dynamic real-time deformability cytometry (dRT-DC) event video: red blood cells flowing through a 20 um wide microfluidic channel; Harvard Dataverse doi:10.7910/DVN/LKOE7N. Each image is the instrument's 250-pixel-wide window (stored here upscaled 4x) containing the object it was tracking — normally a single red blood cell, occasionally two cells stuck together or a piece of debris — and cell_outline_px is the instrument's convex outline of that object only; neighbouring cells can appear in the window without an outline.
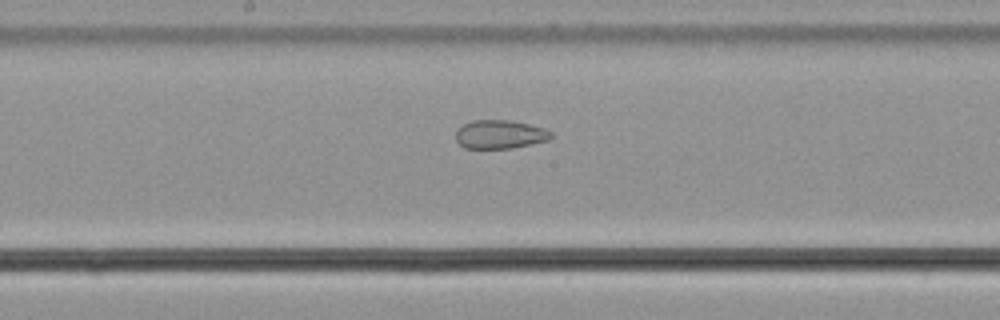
{"species": "common noctule bat (a hibernating species)", "species_latin": "Nyctalus noctula", "temperature_condition": "cold", "stored_images_in_passage": 45, "camera_frame_rate_fps": 3000, "um_per_image_px": 0.085, "animal": {"sex": "male", "body_mass_g": 21.5, "forearm_length_mm": 52.0}, "frame": {"image": 1, "passage_image": 20, "time_ms": 6.333, "image_size_px": [1000, 320], "cell_outline_px": [[552, 136], [548, 140], [532, 144], [512, 148], [464, 148], [456, 140], [456, 128], [472, 120], [512, 120], [544, 128], [552, 132]], "centroid_in_image_um": [42.48, 11.41], "position_along_channel_um": 205.7, "area_um2": 15.95}}
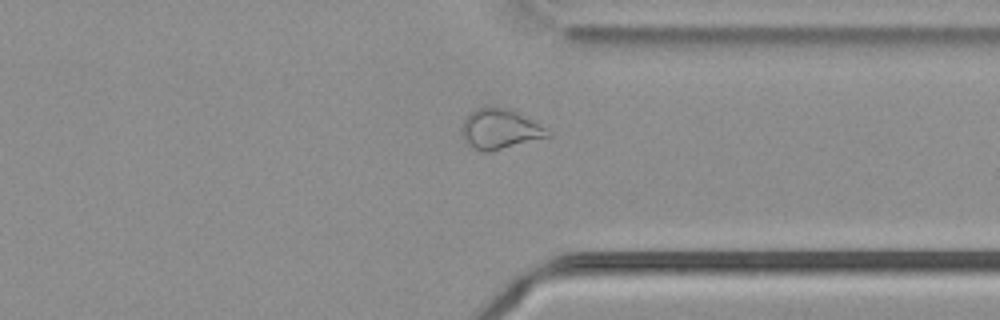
{"frame": {"image": 2, "passage_image": 33, "time_ms": 10.667, "image_size_px": [1000, 320], "cell_outline_px": [[552, 136], [488, 152], [484, 152], [468, 144], [464, 140], [460, 128], [464, 116], [468, 112], [484, 104], [508, 108], [532, 120], [552, 132]], "centroid_in_image_um": [42.45, 10.93], "position_along_channel_um": 369.0, "area_um2": 20.4}}
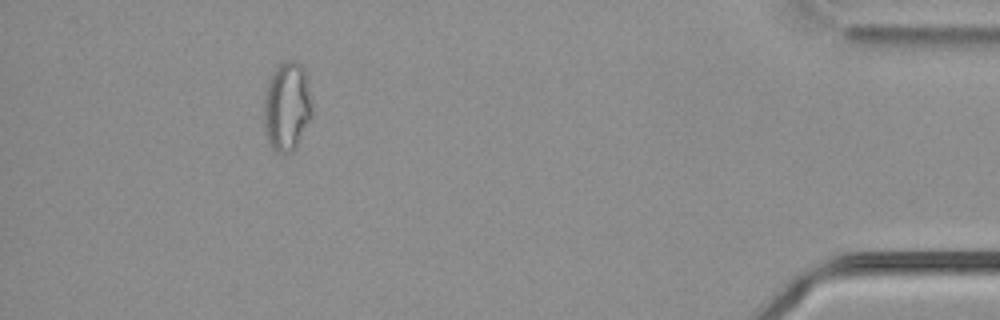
{"frame": {"image": 3, "passage_image": 41, "time_ms": 13.333, "image_size_px": [1000, 320], "cell_outline_px": [[312, 116], [296, 144], [288, 152], [276, 152], [272, 148], [268, 140], [264, 124], [264, 96], [272, 72], [280, 64], [288, 60], [296, 60], [304, 68], [308, 84], [312, 108]], "centroid_in_image_um": [24.38, 9.0], "position_along_channel_um": 410.8, "area_um2": 24.57}, "authors_computed_cell_mechanics": {"area_um2": 20.9236, "velocity_mm_per_s": 3.7767, "shape_relaxation_time_tau1_ms": null, "shape_relaxation_time_tau2_ms": 2.0092, "deformation_change_tau1": null, "deformation_change_tau2": 0.0873}}